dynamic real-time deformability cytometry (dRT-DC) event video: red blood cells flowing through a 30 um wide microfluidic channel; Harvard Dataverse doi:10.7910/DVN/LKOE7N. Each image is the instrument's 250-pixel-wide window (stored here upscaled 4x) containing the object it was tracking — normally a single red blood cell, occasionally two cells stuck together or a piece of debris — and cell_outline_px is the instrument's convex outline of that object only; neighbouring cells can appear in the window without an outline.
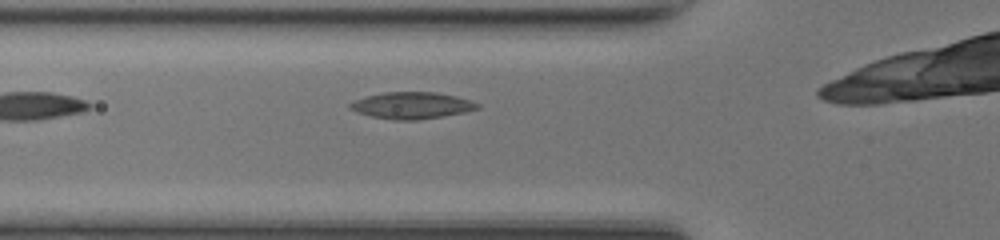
{"species": "common noctule bat (a hibernating species)", "species_latin": "Nyctalus noctula", "temperature_condition": "room temperature", "stored_images_in_passage": 29, "camera_frame_rate_fps": 3000, "um_per_image_px": 0.085, "animal": {"sex": "female", "body_mass_g": 17.0, "forearm_length_mm": 48.0}, "frame": {"image": 1, "passage_image": 3, "time_ms": 0.667, "image_size_px": [1000, 240], "cell_outline_px": [[480, 108], [464, 112], [444, 116], [416, 120], [392, 120], [372, 116], [356, 112], [348, 108], [348, 104], [356, 100], [368, 96], [384, 92], [436, 92], [456, 96], [480, 104]], "centroid_in_image_um": [34.99, 8.96], "position_along_channel_um": 90.8, "area_um2": 19.71}}
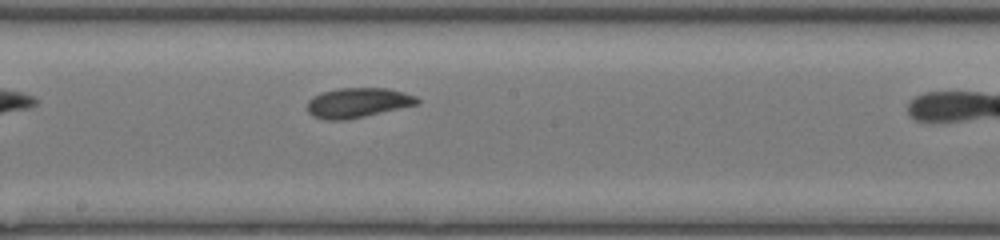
{"frame": {"image": 2, "passage_image": 12, "time_ms": 3.667, "image_size_px": [1000, 240], "cell_outline_px": [[420, 104], [364, 116], [344, 120], [324, 120], [312, 116], [308, 112], [308, 100], [312, 96], [336, 88], [388, 88], [404, 92], [416, 96], [420, 100]], "centroid_in_image_um": [30.42, 8.73], "position_along_channel_um": 217.8, "area_um2": 19.19}}
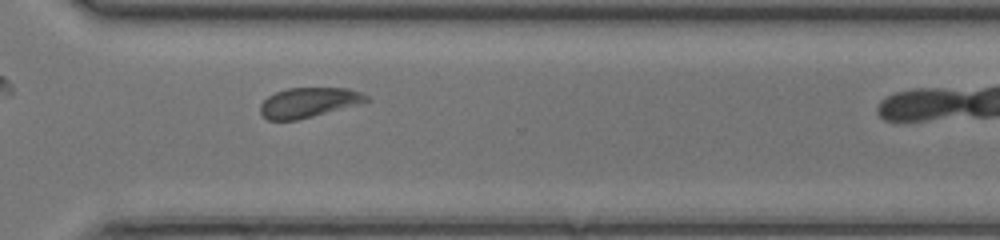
{"frame": {"image": 3, "passage_image": 21, "time_ms": 6.667, "image_size_px": [1000, 240], "cell_outline_px": [[368, 100], [356, 104], [312, 116], [296, 120], [268, 120], [260, 112], [260, 104], [268, 96], [276, 92], [288, 88], [348, 88], [360, 92], [368, 96]], "centroid_in_image_um": [26.18, 8.7], "position_along_channel_um": 344.4, "area_um2": 18.03}, "authors_computed_cell_mechanics": {"area_um2": 18.9584, "velocity_mm_per_s": 4.2214, "shape_relaxation_time_tau1_ms": 2.0759, "shape_relaxation_time_tau2_ms": 3.7466, "deformation_change_tau1": 0.0683, "deformation_change_tau2": 0.093}}